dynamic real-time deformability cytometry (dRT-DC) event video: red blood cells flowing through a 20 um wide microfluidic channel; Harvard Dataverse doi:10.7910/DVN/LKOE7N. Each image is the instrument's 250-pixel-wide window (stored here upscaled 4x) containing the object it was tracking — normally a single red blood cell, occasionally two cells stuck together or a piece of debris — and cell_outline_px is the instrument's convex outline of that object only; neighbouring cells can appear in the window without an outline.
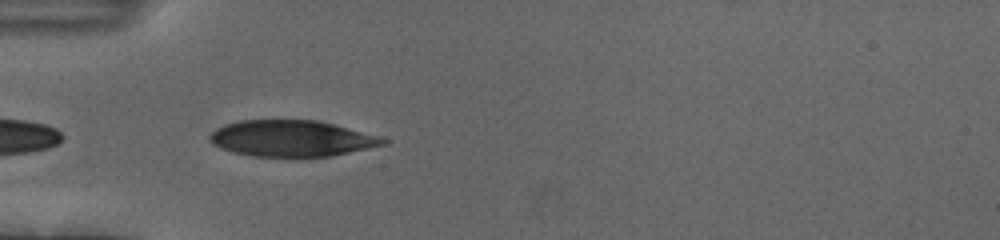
{"species": "human", "species_latin": "Homo sapiens", "temperature_condition": "cold", "stored_images_in_passage": 38, "camera_frame_rate_fps": 3000, "um_per_image_px": 0.085, "donor": {"sex": "female"}, "frame": {"image": 1, "passage_image": 2, "time_ms": 0.333, "image_size_px": [1000, 240], "cell_outline_px": [[388, 140], [384, 144], [332, 156], [252, 156], [232, 152], [220, 148], [212, 144], [208, 140], [208, 136], [216, 128], [224, 124], [240, 120], [320, 120], [376, 136]], "centroid_in_image_um": [24.69, 11.76], "position_along_channel_um": 60.3, "area_um2": 36.3}}
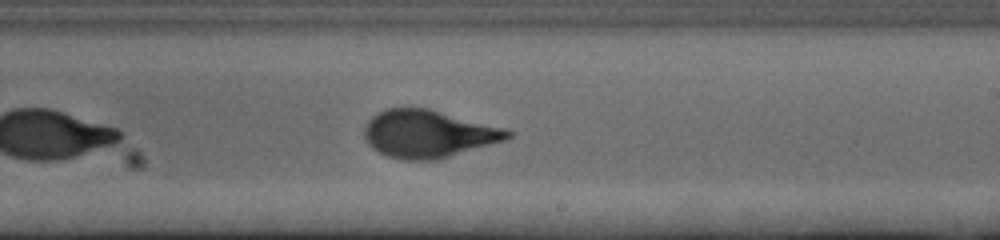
{"frame": {"image": 2, "passage_image": 18, "time_ms": 5.667, "image_size_px": [1000, 240], "cell_outline_px": [[512, 136], [504, 140], [436, 160], [400, 160], [388, 156], [372, 148], [368, 144], [364, 136], [364, 128], [368, 120], [372, 116], [384, 108], [428, 108], [504, 128], [512, 132]], "centroid_in_image_um": [36.35, 11.37], "position_along_channel_um": 252.6, "area_um2": 39.48}}
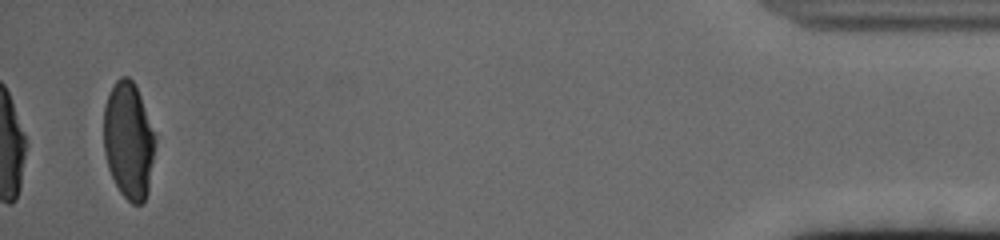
{"frame": {"image": 3, "passage_image": 38, "time_ms": 12.333, "image_size_px": [1000, 240], "cell_outline_px": [[156, 144], [148, 192], [144, 200], [140, 204], [132, 204], [120, 192], [108, 168], [104, 152], [104, 104], [116, 80], [120, 76], [128, 76], [132, 80], [140, 96], [156, 140]], "centroid_in_image_um": [10.92, 11.96], "position_along_channel_um": 424.3, "area_um2": 34.8}, "authors_computed_cell_mechanics": {"area_um2": 39.5352, "velocity_mm_per_s": 3.6984, "shape_relaxation_time_tau1_ms": 3.2195, "shape_relaxation_time_tau2_ms": null, "deformation_change_tau1": 0.1622, "deformation_change_tau2": null}}